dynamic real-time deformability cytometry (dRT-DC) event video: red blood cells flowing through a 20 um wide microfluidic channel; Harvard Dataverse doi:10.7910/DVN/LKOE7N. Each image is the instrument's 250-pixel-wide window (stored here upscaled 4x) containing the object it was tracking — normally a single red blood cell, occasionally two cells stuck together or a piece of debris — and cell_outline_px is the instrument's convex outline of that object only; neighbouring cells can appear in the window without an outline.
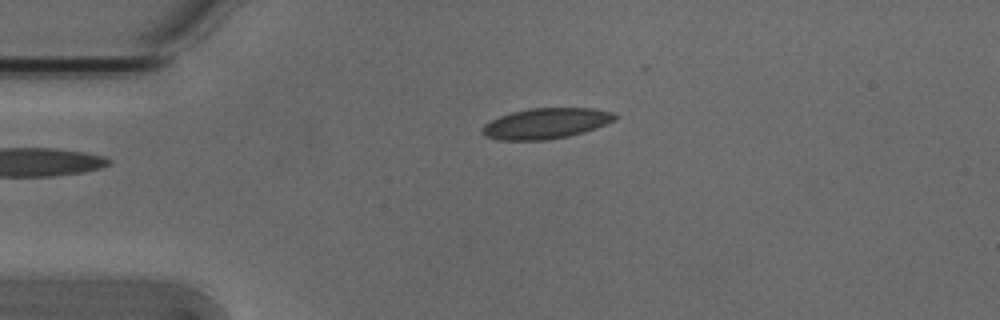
{"species": "Egyptian fruit bat (a non-hibernating species)", "species_latin": "Rousettus aegyptiacus", "temperature_condition": "cold", "stored_images_in_passage": 3, "camera_frame_rate_fps": 3000, "um_per_image_px": 0.085, "animal": {"sex": "male"}, "frame": {"image": 1, "passage_image": 3, "time_ms": 0.667, "image_size_px": [1000, 320], "cell_outline_px": [[620, 116], [616, 120], [596, 128], [584, 132], [568, 136], [544, 140], [500, 140], [484, 136], [480, 132], [480, 128], [484, 124], [500, 116], [512, 112], [528, 108], [596, 108], [612, 112]], "centroid_in_image_um": [46.41, 10.49], "position_along_channel_um": 38.6, "area_um2": 23.87}}